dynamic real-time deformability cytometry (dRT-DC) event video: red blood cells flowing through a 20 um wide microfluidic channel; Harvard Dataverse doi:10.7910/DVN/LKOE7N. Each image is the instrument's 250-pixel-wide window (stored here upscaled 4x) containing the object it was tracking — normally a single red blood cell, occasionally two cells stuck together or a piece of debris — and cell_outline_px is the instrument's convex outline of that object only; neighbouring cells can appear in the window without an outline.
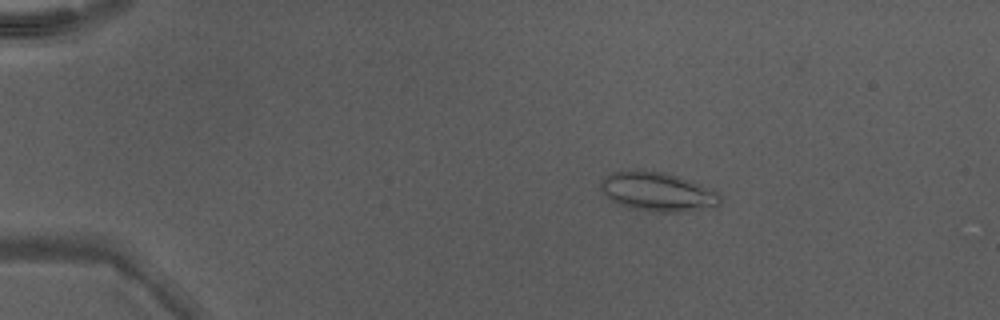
{"species": "Egyptian fruit bat (a non-hibernating species)", "species_latin": "Rousettus aegyptiacus", "temperature_condition": "warm", "stored_images_in_passage": 48, "camera_frame_rate_fps": 3000, "um_per_image_px": 0.085, "animal": {"sex": "male"}, "frame": {"image": 1, "passage_image": 9, "time_ms": 2.667, "image_size_px": [1000, 320], "cell_outline_px": [[720, 204], [716, 208], [680, 212], [652, 212], [628, 208], [616, 204], [604, 196], [600, 188], [600, 180], [612, 172], [660, 172], [676, 176], [700, 184], [720, 192]], "centroid_in_image_um": [55.91, 16.36], "position_along_channel_um": 29.1, "area_um2": 27.22}}
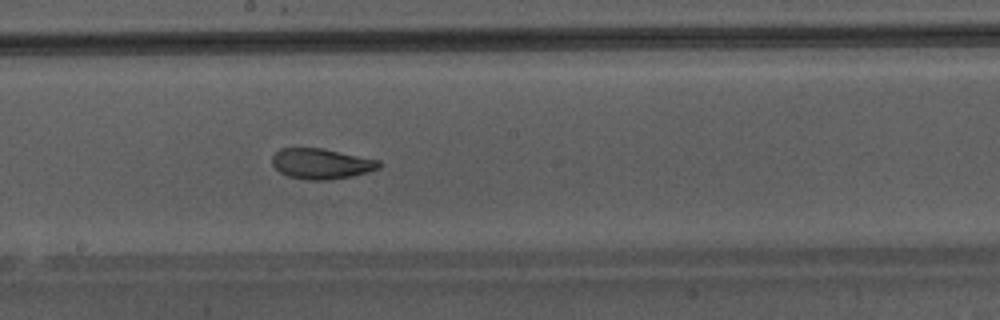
{"frame": {"image": 2, "passage_image": 28, "time_ms": 9.0, "image_size_px": [1000, 320], "cell_outline_px": [[384, 164], [380, 168], [368, 172], [352, 176], [332, 180], [308, 180], [288, 176], [280, 172], [272, 164], [272, 156], [280, 148], [324, 148], [380, 160]], "centroid_in_image_um": [27.35, 13.91], "position_along_channel_um": 220.8, "area_um2": 19.25}}
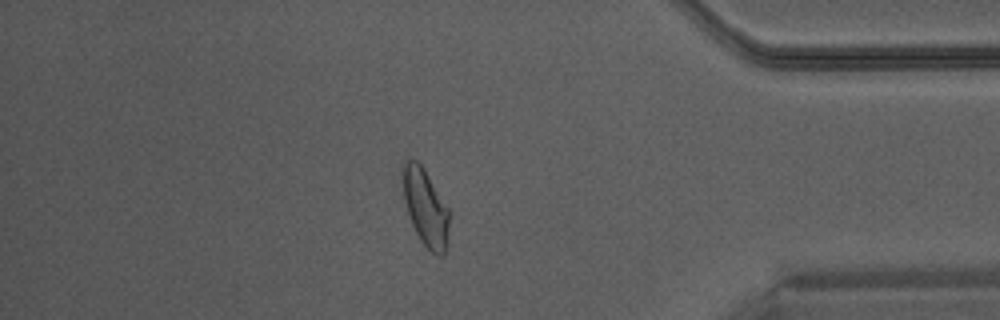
{"frame": {"image": 3, "passage_image": 42, "time_ms": 13.667, "image_size_px": [1000, 320], "cell_outline_px": [[448, 244], [444, 256], [440, 256], [432, 252], [420, 240], [412, 224], [404, 200], [400, 180], [400, 172], [404, 160], [416, 160], [424, 168], [448, 208]], "centroid_in_image_um": [36.13, 17.6], "position_along_channel_um": 399.1, "area_um2": 21.04}}